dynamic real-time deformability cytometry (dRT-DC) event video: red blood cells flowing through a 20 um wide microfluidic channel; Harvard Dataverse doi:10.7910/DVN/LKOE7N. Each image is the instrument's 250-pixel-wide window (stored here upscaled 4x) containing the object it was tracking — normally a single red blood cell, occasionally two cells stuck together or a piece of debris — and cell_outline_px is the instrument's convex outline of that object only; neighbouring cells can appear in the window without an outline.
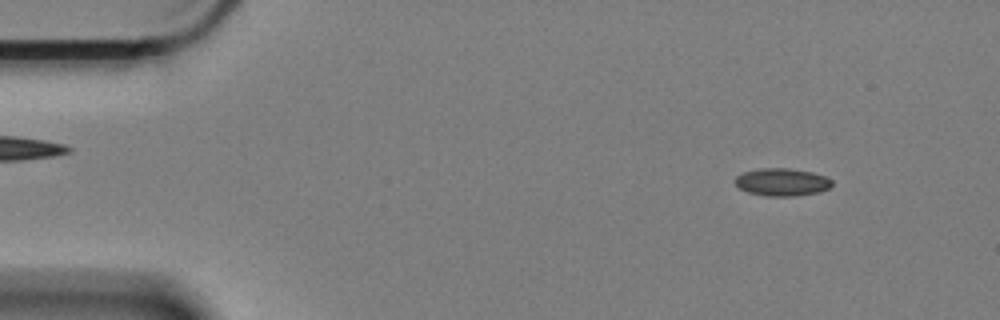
{"species": "Egyptian fruit bat (a non-hibernating species)", "species_latin": "Rousettus aegyptiacus", "temperature_condition": "cold", "stored_images_in_passage": 55, "camera_frame_rate_fps": 3000, "um_per_image_px": 0.085, "animal": {"sex": "female"}, "frame": {"image": 1, "passage_image": 2, "time_ms": 0.333, "image_size_px": [1000, 320], "cell_outline_px": [[832, 184], [828, 188], [820, 192], [796, 196], [768, 196], [748, 192], [740, 188], [732, 180], [736, 176], [744, 172], [760, 168], [788, 168], [812, 172], [824, 176], [832, 180]], "centroid_in_image_um": [66.45, 15.48], "position_along_channel_um": 18.5, "area_um2": 15.61}}
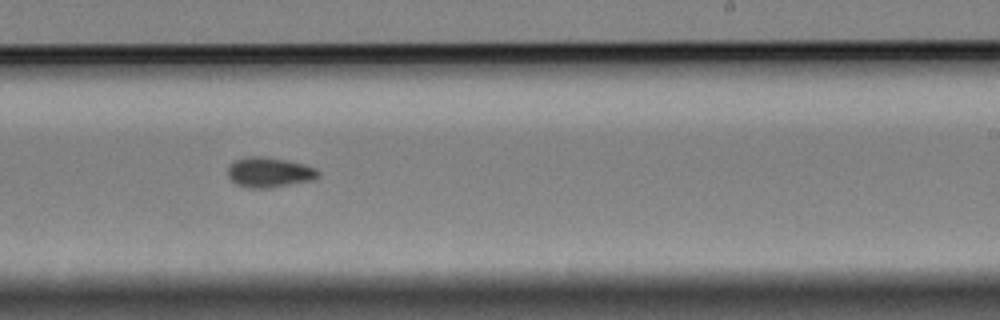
{"frame": {"image": 2, "passage_image": 32, "time_ms": 10.333, "image_size_px": [1000, 320], "cell_outline_px": [[320, 176], [316, 180], [272, 188], [248, 188], [236, 184], [228, 176], [228, 168], [232, 160], [248, 156], [260, 156], [284, 160], [304, 164], [316, 168], [320, 172]], "centroid_in_image_um": [22.91, 14.66], "position_along_channel_um": 266.1, "area_um2": 16.13}}
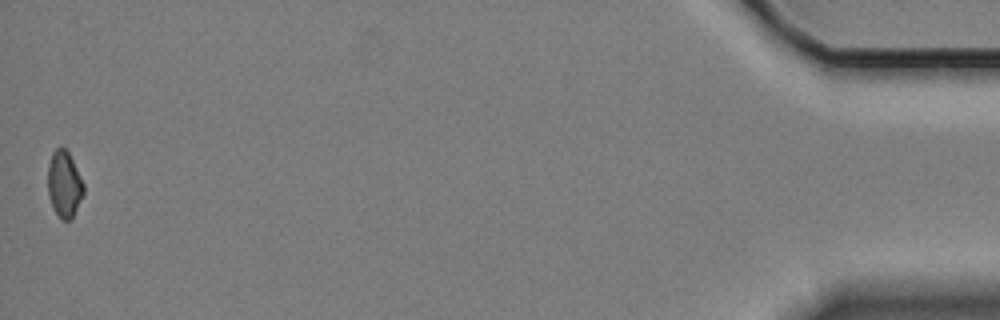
{"frame": {"image": 3, "passage_image": 55, "time_ms": 18.0, "image_size_px": [1000, 320], "cell_outline_px": [[84, 192], [72, 216], [68, 220], [60, 220], [52, 208], [48, 196], [48, 164], [52, 152], [56, 148], [64, 148], [68, 152], [84, 184]], "centroid_in_image_um": [5.43, 15.67], "position_along_channel_um": 429.8, "area_um2": 13.7}, "authors_computed_cell_mechanics": {"area_um2": 15.2014, "velocity_mm_per_s": 3.3352, "shape_relaxation_time_tau1_ms": 4.5079, "shape_relaxation_time_tau2_ms": 6.5486, "deformation_change_tau1": 0.0936, "deformation_change_tau2": 0.0672}}